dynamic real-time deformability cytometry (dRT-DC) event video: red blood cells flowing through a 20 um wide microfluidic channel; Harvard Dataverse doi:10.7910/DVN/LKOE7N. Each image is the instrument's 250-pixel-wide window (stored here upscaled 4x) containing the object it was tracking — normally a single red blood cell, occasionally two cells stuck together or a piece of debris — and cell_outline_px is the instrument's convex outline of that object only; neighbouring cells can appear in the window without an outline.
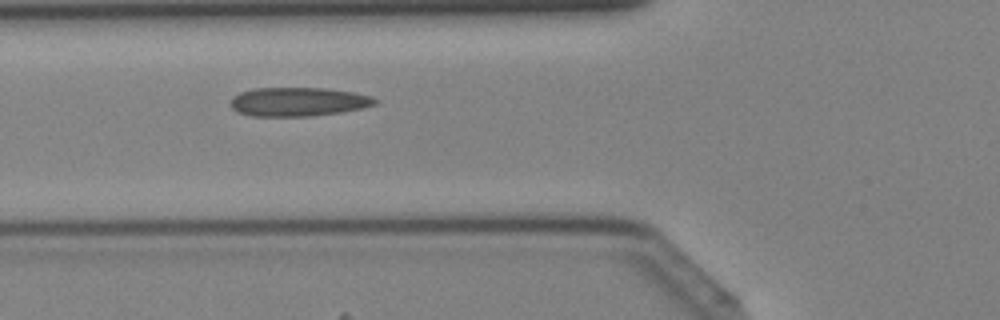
{"species": "Egyptian fruit bat (a non-hibernating species)", "species_latin": "Rousettus aegyptiacus", "temperature_condition": "cold", "stored_images_in_passage": 37, "camera_frame_rate_fps": 3000, "um_per_image_px": 0.085, "animal": {"sex": "female"}, "frame": {"image": 1, "passage_image": 10, "time_ms": 3.0, "image_size_px": [1000, 320], "cell_outline_px": [[380, 104], [340, 112], [312, 116], [248, 116], [236, 112], [232, 108], [232, 96], [240, 92], [252, 88], [328, 88], [356, 92], [372, 96], [380, 100]], "centroid_in_image_um": [25.39, 8.64], "position_along_channel_um": 100.4, "area_um2": 24.68}}
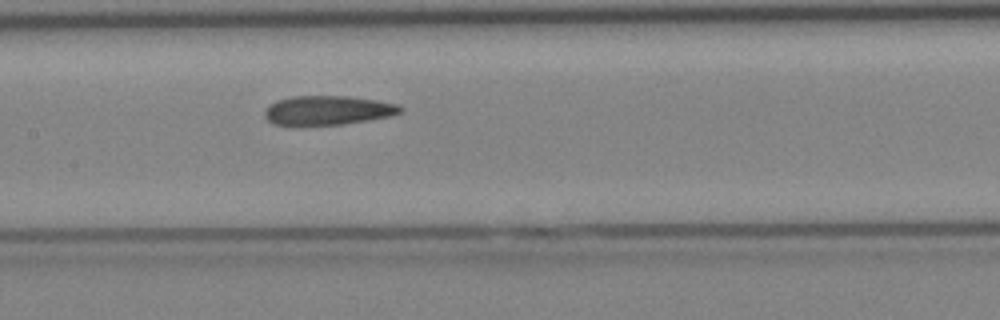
{"frame": {"image": 2, "passage_image": 15, "time_ms": 4.667, "image_size_px": [1000, 320], "cell_outline_px": [[404, 112], [388, 116], [340, 124], [276, 124], [268, 120], [264, 116], [264, 112], [268, 104], [276, 100], [292, 96], [348, 96], [376, 100], [396, 104], [404, 108]], "centroid_in_image_um": [27.84, 9.35], "position_along_channel_um": 179.6, "area_um2": 22.72}}
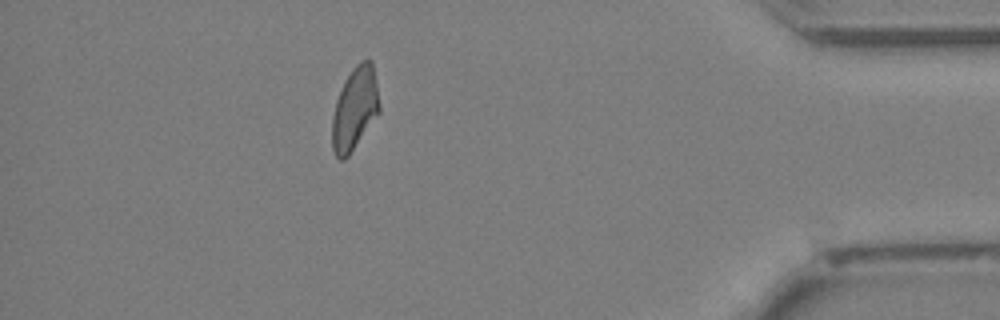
{"frame": {"image": 3, "passage_image": 32, "time_ms": 10.333, "image_size_px": [1000, 320], "cell_outline_px": [[380, 112], [348, 156], [344, 160], [340, 160], [336, 156], [332, 148], [332, 116], [336, 100], [344, 80], [352, 68], [360, 60], [368, 56], [372, 60], [380, 104]], "centroid_in_image_um": [30.16, 9.19], "position_along_channel_um": 405.0, "area_um2": 23.06}}